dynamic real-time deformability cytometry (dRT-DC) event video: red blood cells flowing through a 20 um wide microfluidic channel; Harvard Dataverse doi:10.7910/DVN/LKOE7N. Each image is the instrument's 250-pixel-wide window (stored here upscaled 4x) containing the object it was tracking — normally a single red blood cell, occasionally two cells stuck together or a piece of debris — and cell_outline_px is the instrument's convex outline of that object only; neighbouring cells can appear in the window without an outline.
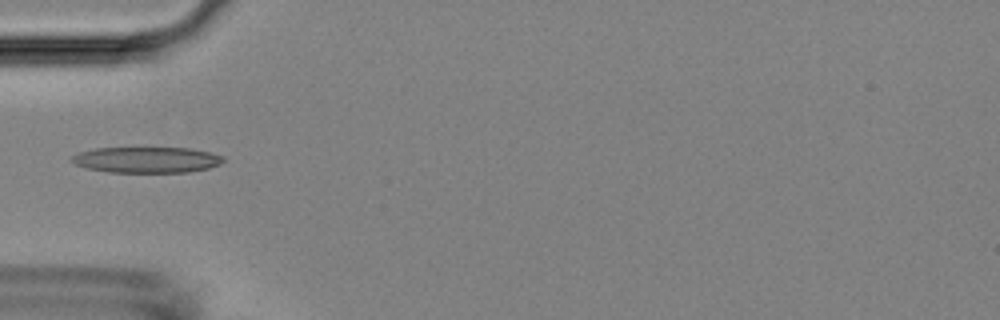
{"species": "Egyptian fruit bat (a non-hibernating species)", "species_latin": "Rousettus aegyptiacus", "temperature_condition": "room temperature", "stored_images_in_passage": 4, "camera_frame_rate_fps": 3000, "um_per_image_px": 0.085, "animal": {"sex": "female"}, "frame": {"image": 1, "passage_image": 3, "time_ms": 0.667, "image_size_px": [1000, 320], "cell_outline_px": [[224, 160], [220, 164], [208, 168], [188, 172], [108, 172], [88, 168], [76, 164], [68, 160], [72, 156], [80, 152], [96, 148], [188, 148], [208, 152], [224, 156]], "centroid_in_image_um": [12.46, 13.58], "position_along_channel_um": 72.5, "area_um2": 22.72}}